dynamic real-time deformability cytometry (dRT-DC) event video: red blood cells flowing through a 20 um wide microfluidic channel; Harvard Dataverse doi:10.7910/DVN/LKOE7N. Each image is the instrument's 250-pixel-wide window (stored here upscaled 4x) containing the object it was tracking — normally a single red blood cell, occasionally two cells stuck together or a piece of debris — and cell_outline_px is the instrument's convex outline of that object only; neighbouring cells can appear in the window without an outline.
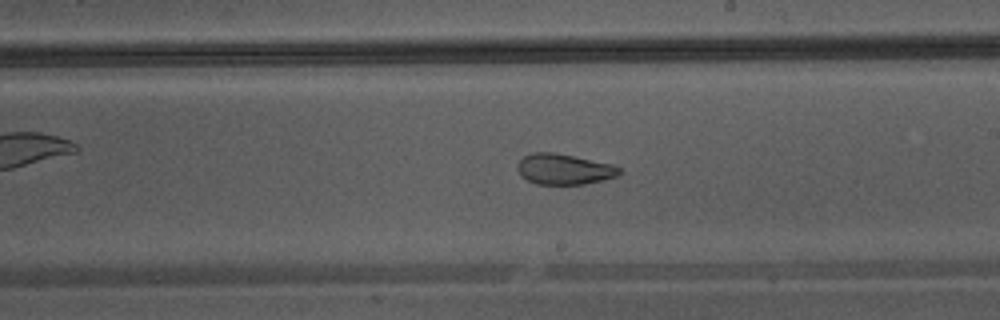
{"species": "Egyptian fruit bat (a non-hibernating species)", "species_latin": "Rousettus aegyptiacus", "temperature_condition": "warm", "stored_images_in_passage": 48, "camera_frame_rate_fps": 3000, "um_per_image_px": 0.085, "animal": {"sex": "male"}, "frame": {"image": 1, "passage_image": 28, "time_ms": 9.0, "image_size_px": [1000, 320], "cell_outline_px": [[624, 172], [616, 176], [584, 184], [536, 184], [520, 176], [516, 168], [516, 164], [524, 156], [532, 152], [552, 152], [612, 164], [620, 168]], "centroid_in_image_um": [47.91, 14.38], "position_along_channel_um": 241.1, "area_um2": 18.15}}